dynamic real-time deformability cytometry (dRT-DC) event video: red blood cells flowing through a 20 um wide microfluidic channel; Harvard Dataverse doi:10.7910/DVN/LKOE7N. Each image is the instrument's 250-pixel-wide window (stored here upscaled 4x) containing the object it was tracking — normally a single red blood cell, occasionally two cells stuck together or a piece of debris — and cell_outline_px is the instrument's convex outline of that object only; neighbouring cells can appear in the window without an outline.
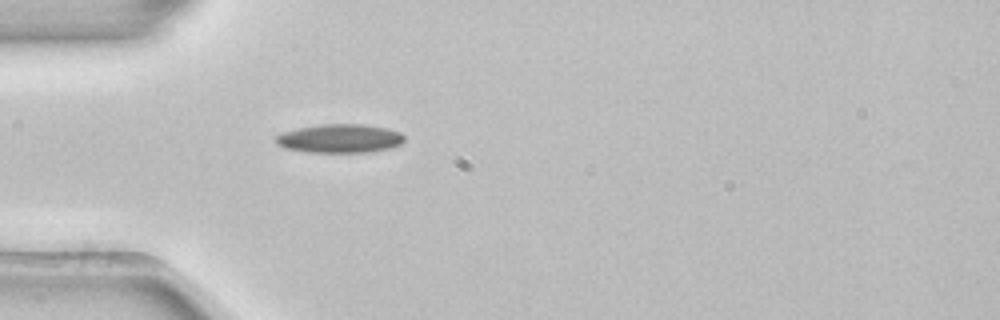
{"species": "common noctule bat (a hibernating species)", "species_latin": "Nyctalus noctula", "temperature_condition": "room temperature", "stored_images_in_passage": 1, "camera_frame_rate_fps": 3000, "um_per_image_px": 0.085, "animal": {"sex": "female", "body_mass_g": 22.7, "forearm_length_mm": 54.2}, "frame": {"image": 1, "passage_image": 1, "time_ms": 0.0, "image_size_px": [1000, 320], "cell_outline_px": [[404, 140], [400, 144], [388, 148], [368, 152], [308, 152], [284, 148], [276, 144], [276, 136], [280, 132], [296, 128], [320, 124], [364, 124], [384, 128], [400, 132], [404, 136]], "centroid_in_image_um": [28.82, 11.76], "position_along_channel_um": 56.2, "area_um2": 21.5}}